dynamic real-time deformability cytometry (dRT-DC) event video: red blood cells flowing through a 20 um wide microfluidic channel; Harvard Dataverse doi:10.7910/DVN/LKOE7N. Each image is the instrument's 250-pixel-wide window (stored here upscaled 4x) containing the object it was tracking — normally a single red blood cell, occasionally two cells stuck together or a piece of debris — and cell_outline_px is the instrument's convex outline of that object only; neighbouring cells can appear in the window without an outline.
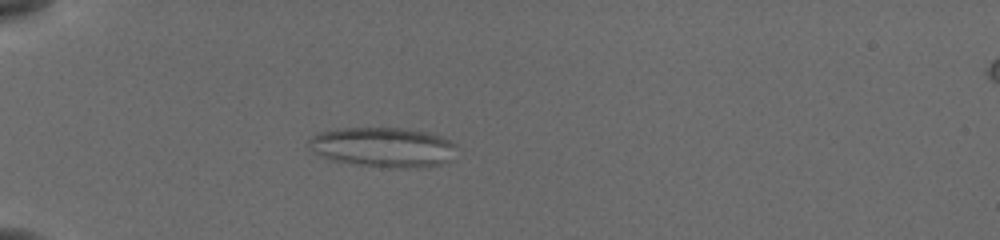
{"species": "common noctule bat (a hibernating species)", "species_latin": "Nyctalus noctula", "temperature_condition": "cold", "stored_images_in_passage": 39, "camera_frame_rate_fps": 3000, "um_per_image_px": 0.085, "animal": {"sex": "female", "body_mass_g": 19.5, "forearm_length_mm": 54.1}, "frame": {"image": 1, "passage_image": 8, "time_ms": 2.333, "image_size_px": [1000, 240], "cell_outline_px": [[452, 160], [440, 164], [408, 168], [380, 168], [336, 160], [324, 156], [316, 152], [308, 144], [308, 140], [320, 132], [336, 128], [400, 128], [424, 132], [448, 140], [452, 144]], "centroid_in_image_um": [32.53, 12.51], "position_along_channel_um": 52.5, "area_um2": 33.47}}
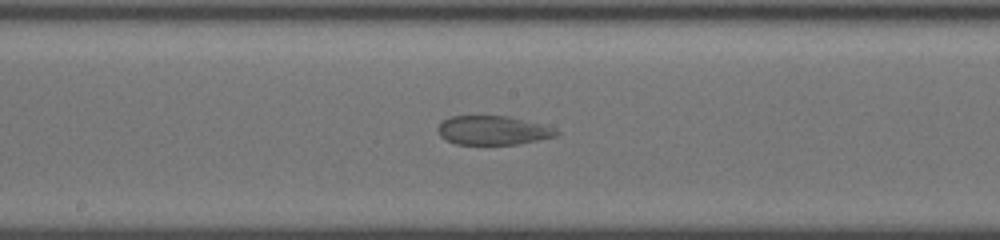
{"frame": {"image": 2, "passage_image": 22, "time_ms": 7.0, "image_size_px": [1000, 240], "cell_outline_px": [[560, 132], [556, 136], [516, 144], [456, 144], [440, 136], [436, 128], [444, 120], [452, 116], [508, 116], [552, 128]], "centroid_in_image_um": [41.84, 11.08], "position_along_channel_um": 206.4, "area_um2": 19.54}}
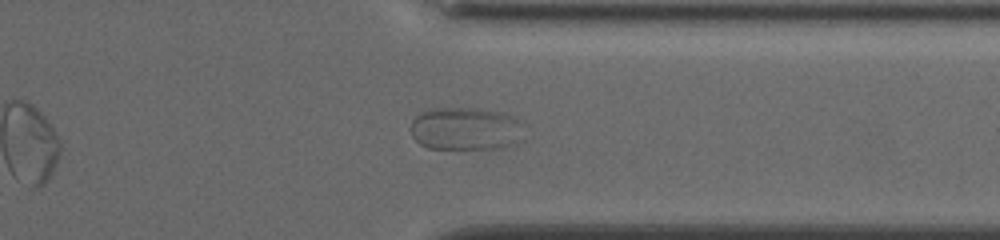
{"frame": {"image": 3, "passage_image": 35, "time_ms": 11.333, "image_size_px": [1000, 240], "cell_outline_px": [[524, 140], [516, 144], [500, 148], [428, 148], [420, 144], [412, 136], [412, 120], [420, 112], [432, 108], [476, 108], [504, 112], [512, 116], [516, 120]], "centroid_in_image_um": [39.56, 10.94], "position_along_channel_um": 371.8, "area_um2": 28.26}}